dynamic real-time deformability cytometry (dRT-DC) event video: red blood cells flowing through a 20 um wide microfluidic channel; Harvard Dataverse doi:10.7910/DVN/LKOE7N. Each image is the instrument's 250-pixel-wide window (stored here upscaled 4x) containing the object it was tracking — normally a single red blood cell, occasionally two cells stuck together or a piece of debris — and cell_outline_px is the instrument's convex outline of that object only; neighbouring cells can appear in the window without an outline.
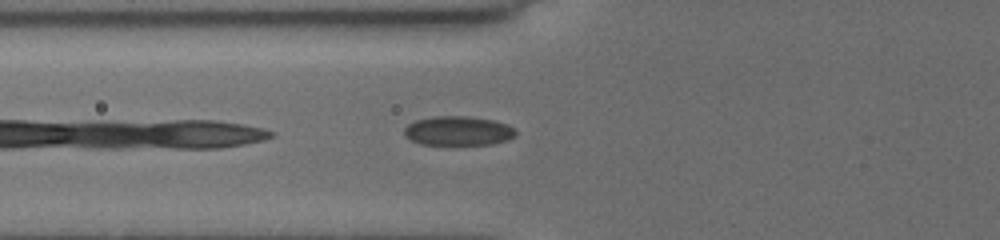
{"species": "common noctule bat (a hibernating species)", "species_latin": "Nyctalus noctula", "temperature_condition": "cold", "stored_images_in_passage": 25, "camera_frame_rate_fps": 3000, "um_per_image_px": 0.085, "animal": {"sex": "female", "body_mass_g": 19.5, "forearm_length_mm": 54.1}, "frame": {"image": 1, "passage_image": 4, "time_ms": 1.0, "image_size_px": [1000, 240], "cell_outline_px": [[516, 136], [508, 140], [492, 144], [420, 144], [404, 136], [404, 128], [408, 124], [416, 120], [432, 116], [468, 116], [492, 120], [508, 124], [516, 128]], "centroid_in_image_um": [38.97, 11.11], "position_along_channel_um": 86.8, "area_um2": 19.13}}
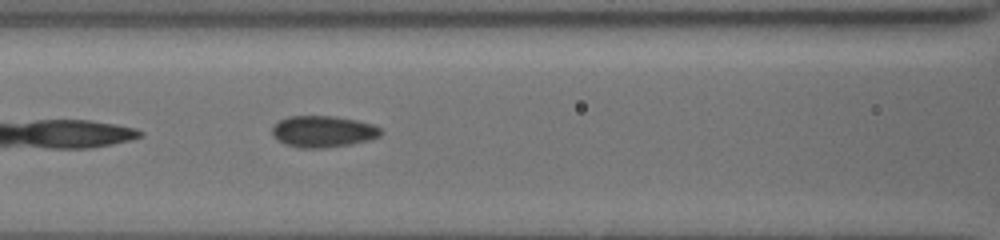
{"frame": {"image": 2, "passage_image": 8, "time_ms": 2.333, "image_size_px": [1000, 240], "cell_outline_px": [[380, 136], [372, 140], [352, 144], [324, 148], [300, 148], [284, 144], [276, 140], [272, 136], [272, 128], [280, 120], [288, 116], [332, 116], [356, 120], [372, 124], [380, 128]], "centroid_in_image_um": [27.44, 11.19], "position_along_channel_um": 139.2, "area_um2": 20.06}}
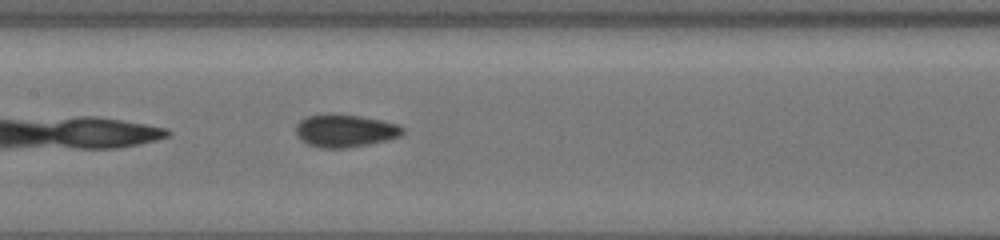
{"frame": {"image": 3, "passage_image": 11, "time_ms": 3.333, "image_size_px": [1000, 240], "cell_outline_px": [[404, 132], [400, 136], [388, 140], [368, 144], [344, 148], [320, 148], [308, 144], [300, 140], [296, 136], [296, 124], [300, 120], [308, 116], [360, 116], [380, 120], [396, 124], [404, 128]], "centroid_in_image_um": [29.33, 11.15], "position_along_channel_um": 178.1, "area_um2": 19.83}}